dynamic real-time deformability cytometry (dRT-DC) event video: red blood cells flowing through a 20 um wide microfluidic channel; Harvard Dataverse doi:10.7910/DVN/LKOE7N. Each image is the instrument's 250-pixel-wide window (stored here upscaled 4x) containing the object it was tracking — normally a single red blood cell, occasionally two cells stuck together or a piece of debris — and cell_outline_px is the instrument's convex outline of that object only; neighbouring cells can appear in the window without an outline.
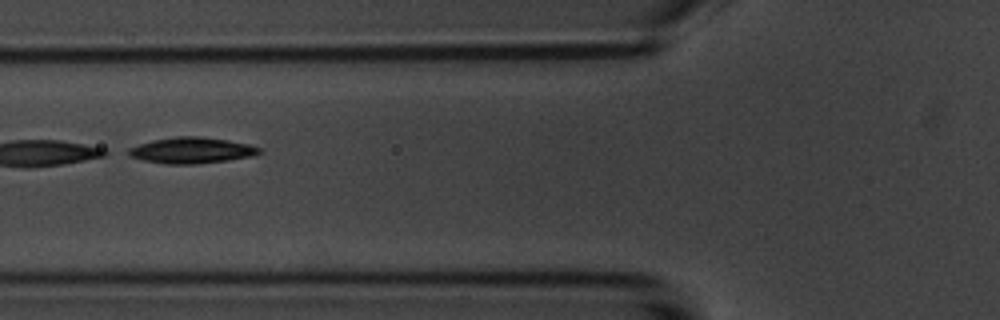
{"species": "common noctule bat (a hibernating species)", "species_latin": "Nyctalus noctula", "temperature_condition": "room temperature", "stored_images_in_passage": 5, "camera_frame_rate_fps": 3000, "um_per_image_px": 0.085, "animal": {"sex": "male", "body_mass_g": 20.1, "forearm_length_mm": 53.5}, "frame": {"image": 1, "passage_image": 4, "time_ms": 3.667, "image_size_px": [1000, 320], "cell_outline_px": [[260, 152], [252, 156], [228, 160], [196, 164], [164, 164], [144, 160], [128, 156], [120, 152], [128, 148], [152, 140], [176, 136], [200, 136], [228, 140], [248, 144], [260, 148]], "centroid_in_image_um": [16.19, 12.78], "position_along_channel_um": 109.6, "area_um2": 20.0}}